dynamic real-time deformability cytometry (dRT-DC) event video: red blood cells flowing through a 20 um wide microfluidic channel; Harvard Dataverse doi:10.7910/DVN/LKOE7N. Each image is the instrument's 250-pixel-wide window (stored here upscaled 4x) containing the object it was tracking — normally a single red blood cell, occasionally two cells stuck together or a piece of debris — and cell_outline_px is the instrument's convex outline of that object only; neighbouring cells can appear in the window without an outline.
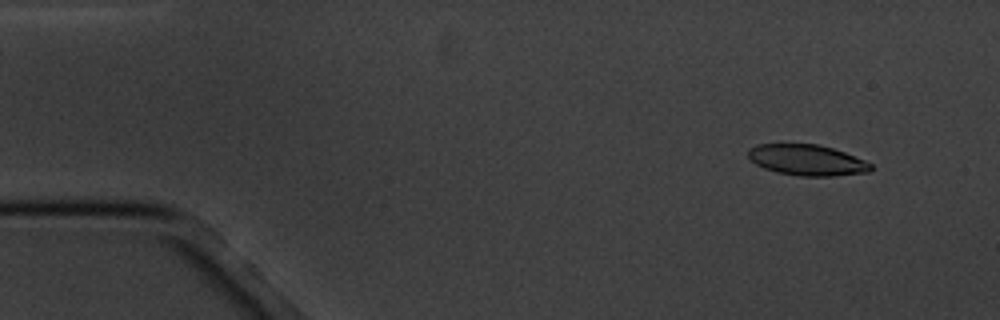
{"species": "common noctule bat (a hibernating species)", "species_latin": "Nyctalus noctula", "temperature_condition": "cold", "stored_images_in_passage": 4, "camera_frame_rate_fps": 3000, "um_per_image_px": 0.085, "animal": {"sex": "male", "body_mass_g": 20.1, "forearm_length_mm": 53.5}, "frame": {"image": 1, "passage_image": 1, "time_ms": 0.0, "image_size_px": [1000, 320], "cell_outline_px": [[872, 168], [868, 172], [832, 176], [800, 176], [776, 172], [764, 168], [756, 164], [748, 156], [748, 148], [756, 144], [820, 144], [844, 152], [864, 160], [872, 164]], "centroid_in_image_um": [68.58, 13.6], "position_along_channel_um": 16.4, "area_um2": 22.02}}
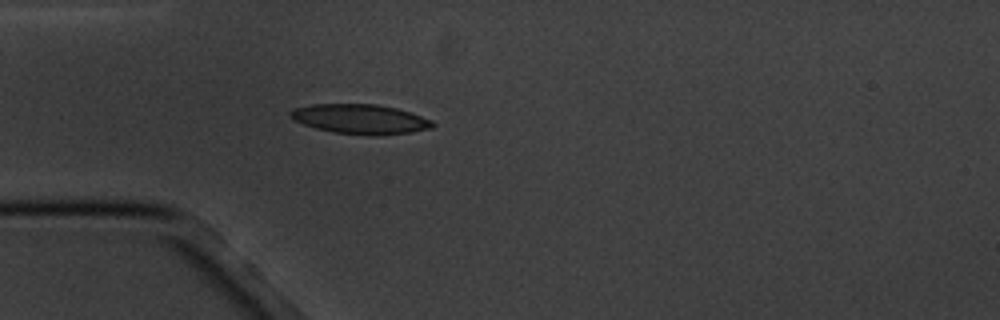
{"frame": {"image": 2, "passage_image": 4, "time_ms": 3.667, "image_size_px": [1000, 320], "cell_outline_px": [[436, 124], [432, 128], [408, 132], [380, 136], [376, 136], [332, 132], [316, 128], [292, 120], [288, 116], [288, 112], [296, 108], [312, 104], [376, 104], [396, 108], [432, 120]], "centroid_in_image_um": [30.59, 10.12], "position_along_channel_um": 54.4, "area_um2": 24.57}}